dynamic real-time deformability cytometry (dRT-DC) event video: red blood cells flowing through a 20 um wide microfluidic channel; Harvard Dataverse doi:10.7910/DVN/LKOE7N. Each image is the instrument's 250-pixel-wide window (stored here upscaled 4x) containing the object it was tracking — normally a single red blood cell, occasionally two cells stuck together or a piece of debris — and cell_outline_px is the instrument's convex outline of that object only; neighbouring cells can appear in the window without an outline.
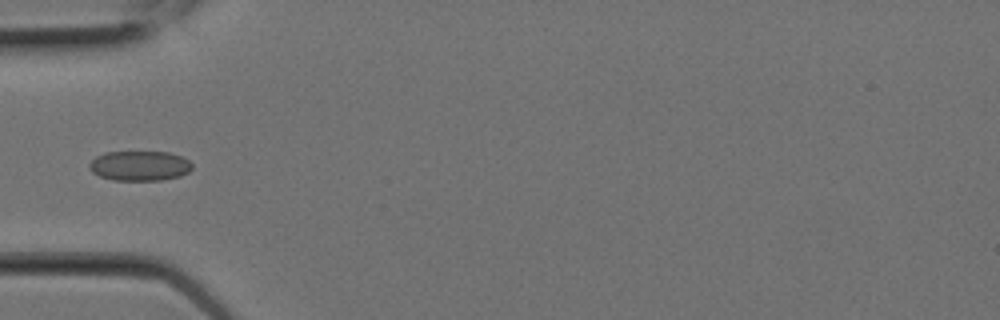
{"species": "Egyptian fruit bat (a non-hibernating species)", "species_latin": "Rousettus aegyptiacus", "temperature_condition": "room temperature", "stored_images_in_passage": 4, "camera_frame_rate_fps": 3000, "um_per_image_px": 0.085, "animal": {"sex": "female"}, "frame": {"image": 1, "passage_image": 2, "time_ms": 0.333, "image_size_px": [1000, 320], "cell_outline_px": [[192, 168], [188, 172], [180, 176], [160, 180], [112, 180], [100, 176], [92, 172], [88, 168], [88, 164], [96, 156], [104, 152], [168, 152], [184, 156], [192, 164]], "centroid_in_image_um": [11.86, 14.09], "position_along_channel_um": 73.1, "area_um2": 18.03}}
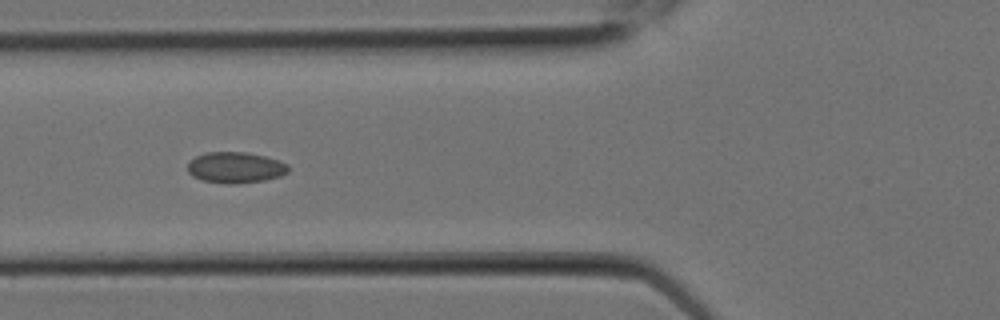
{"frame": {"image": 2, "passage_image": 3, "time_ms": 0.667, "image_size_px": [1000, 320], "cell_outline_px": [[288, 172], [280, 176], [264, 180], [232, 184], [228, 184], [204, 180], [192, 176], [188, 172], [188, 160], [204, 152], [244, 152], [264, 156], [288, 164]], "centroid_in_image_um": [19.97, 14.23], "position_along_channel_um": 105.8, "area_um2": 18.09}}
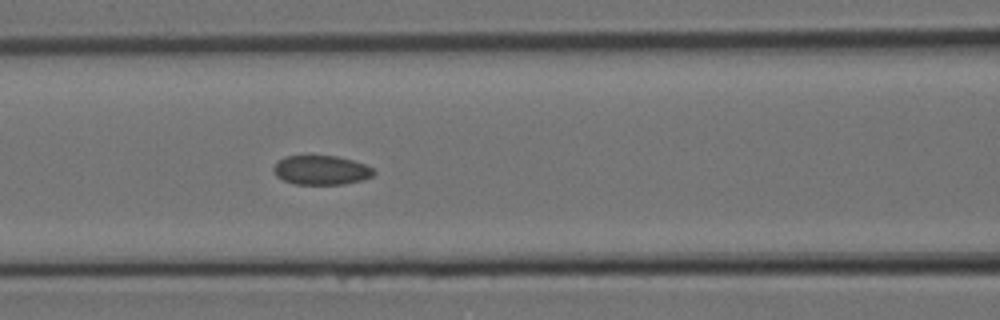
{"frame": {"image": 3, "passage_image": 4, "time_ms": 1.0, "image_size_px": [1000, 320], "cell_outline_px": [[376, 172], [372, 176], [364, 180], [344, 184], [296, 184], [284, 180], [276, 176], [272, 168], [276, 160], [284, 156], [308, 152], [336, 156], [352, 160], [364, 164], [372, 168]], "centroid_in_image_um": [27.24, 14.4], "position_along_channel_um": 139.4, "area_um2": 17.92}}